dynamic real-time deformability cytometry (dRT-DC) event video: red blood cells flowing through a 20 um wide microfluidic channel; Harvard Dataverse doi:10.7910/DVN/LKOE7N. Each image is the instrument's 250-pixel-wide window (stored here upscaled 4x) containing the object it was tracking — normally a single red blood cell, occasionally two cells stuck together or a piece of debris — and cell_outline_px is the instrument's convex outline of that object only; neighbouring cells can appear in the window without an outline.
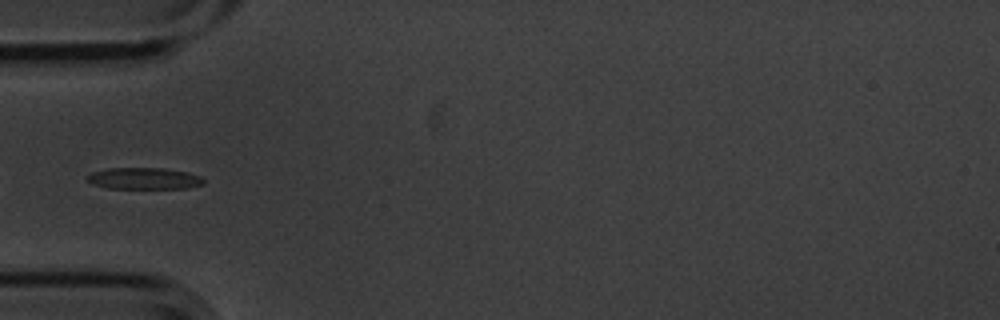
{"species": "common noctule bat (a hibernating species)", "species_latin": "Nyctalus noctula", "temperature_condition": "cold", "stored_images_in_passage": 6, "camera_frame_rate_fps": 3000, "um_per_image_px": 0.085, "animal": {"sex": "male", "body_mass_g": 20.1, "forearm_length_mm": 53.5}, "frame": {"image": 1, "passage_image": 6, "time_ms": 1.667, "image_size_px": [1000, 320], "cell_outline_px": [[204, 184], [184, 188], [108, 188], [92, 184], [88, 180], [88, 176], [92, 172], [108, 168], [164, 168], [188, 172], [200, 176], [204, 180]], "centroid_in_image_um": [12.26, 15.16], "position_along_channel_um": 72.7, "area_um2": 14.51}}